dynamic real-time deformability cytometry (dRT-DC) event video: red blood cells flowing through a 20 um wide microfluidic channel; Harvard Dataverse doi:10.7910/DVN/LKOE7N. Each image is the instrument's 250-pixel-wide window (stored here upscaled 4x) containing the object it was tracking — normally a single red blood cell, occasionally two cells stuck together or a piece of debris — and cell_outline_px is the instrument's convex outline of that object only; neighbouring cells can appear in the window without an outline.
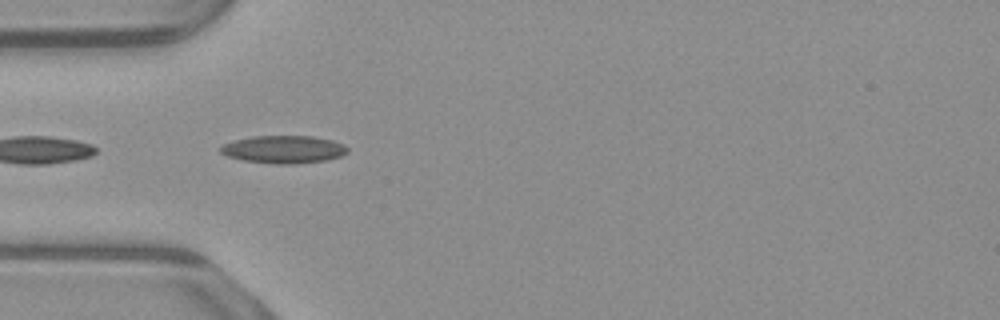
{"species": "common noctule bat (a hibernating species)", "species_latin": "Nyctalus noctula", "temperature_condition": "warm", "stored_images_in_passage": 39, "camera_frame_rate_fps": 3000, "um_per_image_px": 0.085, "animal": {"sex": "male", "body_mass_g": 23.1, "forearm_length_mm": 52.7}, "frame": {"image": 1, "passage_image": 2, "time_ms": 0.333, "image_size_px": [1000, 320], "cell_outline_px": [[348, 152], [340, 156], [324, 160], [292, 164], [276, 164], [244, 160], [228, 156], [220, 152], [220, 148], [224, 144], [236, 140], [252, 136], [312, 136], [332, 140], [344, 144], [348, 148]], "centroid_in_image_um": [24.13, 12.69], "position_along_channel_um": 60.9, "area_um2": 20.29}}
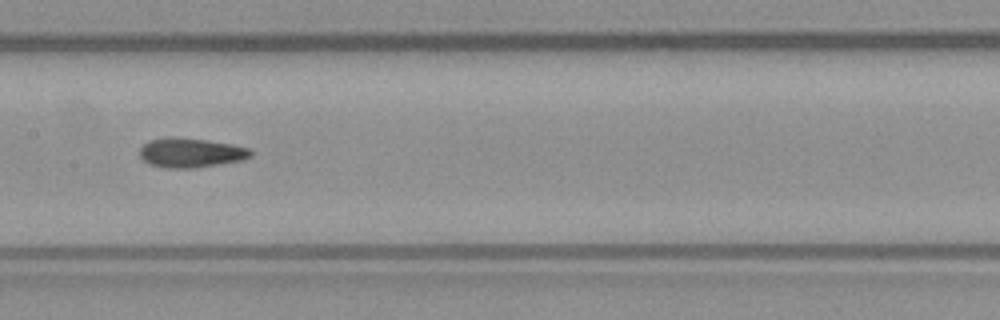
{"frame": {"image": 2, "passage_image": 12, "time_ms": 3.667, "image_size_px": [1000, 320], "cell_outline_px": [[252, 156], [240, 160], [220, 164], [196, 168], [164, 168], [152, 164], [144, 160], [140, 156], [140, 148], [148, 140], [168, 136], [172, 136], [208, 140], [232, 144], [248, 148], [252, 152]], "centroid_in_image_um": [16.2, 12.97], "position_along_channel_um": 191.2, "area_um2": 19.13}}
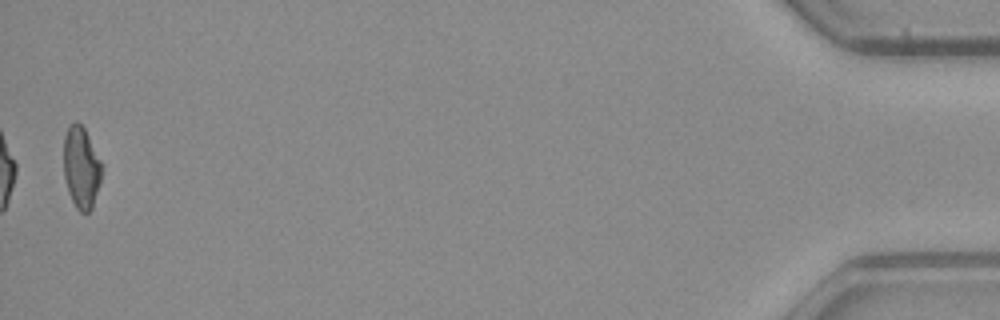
{"frame": {"image": 3, "passage_image": 38, "time_ms": 12.333, "image_size_px": [1000, 320], "cell_outline_px": [[100, 184], [92, 208], [88, 212], [80, 212], [76, 208], [68, 192], [64, 176], [64, 136], [68, 124], [76, 120], [84, 128], [100, 160]], "centroid_in_image_um": [6.88, 14.23], "position_along_channel_um": 428.3, "area_um2": 17.98}, "authors_computed_cell_mechanics": {"area_um2": 18.6116, "velocity_mm_per_s": 3.9217, "shape_relaxation_time_tau1_ms": null, "shape_relaxation_time_tau2_ms": 2.9192, "deformation_change_tau1": null, "deformation_change_tau2": 0.1156}}